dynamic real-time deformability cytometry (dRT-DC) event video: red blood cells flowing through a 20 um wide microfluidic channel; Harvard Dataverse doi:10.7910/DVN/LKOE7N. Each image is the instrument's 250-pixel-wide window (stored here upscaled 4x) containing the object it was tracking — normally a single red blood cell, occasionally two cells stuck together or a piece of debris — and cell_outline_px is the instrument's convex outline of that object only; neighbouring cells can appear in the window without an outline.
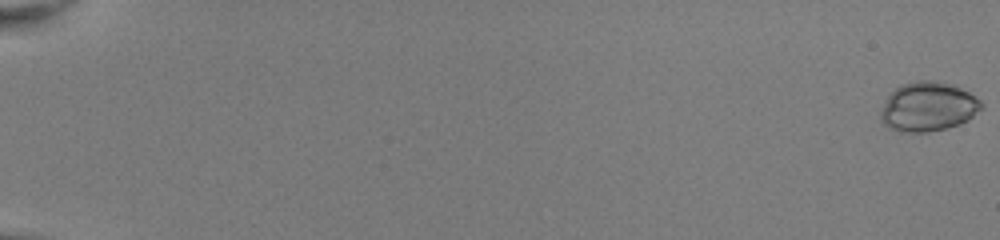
{"species": "common noctule bat (a hibernating species)", "species_latin": "Nyctalus noctula", "temperature_condition": "room temperature", "stored_images_in_passage": 53, "camera_frame_rate_fps": 3000, "um_per_image_px": 0.085, "animal": {"sex": "female", "body_mass_g": 22.0, "forearm_length_mm": 56.7}, "frame": {"image": 1, "passage_image": 1, "time_ms": 0.0, "image_size_px": [1000, 240], "cell_outline_px": [[984, 108], [968, 120], [960, 124], [948, 128], [928, 132], [900, 132], [884, 124], [880, 120], [880, 112], [888, 96], [900, 84], [916, 80], [936, 80], [956, 84], [980, 100], [984, 104]], "centroid_in_image_um": [78.92, 9.06], "position_along_channel_um": 6.1, "area_um2": 29.36}}
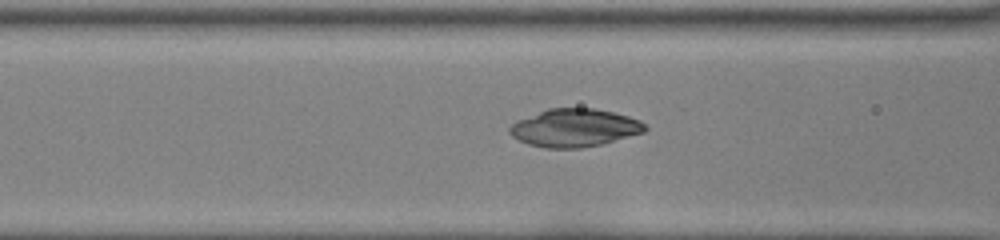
{"frame": {"image": 2, "passage_image": 25, "time_ms": 8.0, "image_size_px": [1000, 240], "cell_outline_px": [[648, 128], [644, 132], [600, 144], [580, 148], [544, 148], [528, 144], [512, 136], [508, 132], [508, 128], [516, 120], [548, 108], [592, 108], [612, 112], [628, 116], [640, 120]], "centroid_in_image_um": [48.8, 10.86], "position_along_channel_um": 117.8, "area_um2": 29.82}}
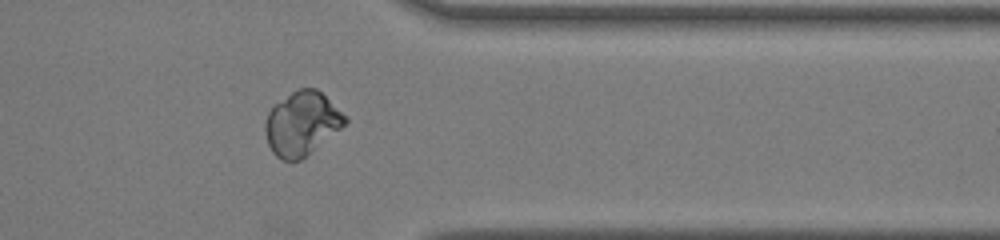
{"frame": {"image": 3, "passage_image": 45, "time_ms": 14.667, "image_size_px": [1000, 240], "cell_outline_px": [[348, 120], [340, 128], [300, 160], [280, 160], [272, 152], [268, 144], [264, 132], [264, 124], [268, 112], [276, 104], [292, 92], [300, 88], [316, 88], [348, 116]], "centroid_in_image_um": [25.64, 10.5], "position_along_channel_um": 385.8, "area_um2": 29.25}, "authors_computed_cell_mechanics": {"area_um2": 28.3798, "velocity_mm_per_s": 4.0654, "shape_relaxation_time_tau1_ms": 5.3343, "shape_relaxation_time_tau2_ms": 1.6002, "deformation_change_tau1": 0.1028, "deformation_change_tau2": 0.0262}}